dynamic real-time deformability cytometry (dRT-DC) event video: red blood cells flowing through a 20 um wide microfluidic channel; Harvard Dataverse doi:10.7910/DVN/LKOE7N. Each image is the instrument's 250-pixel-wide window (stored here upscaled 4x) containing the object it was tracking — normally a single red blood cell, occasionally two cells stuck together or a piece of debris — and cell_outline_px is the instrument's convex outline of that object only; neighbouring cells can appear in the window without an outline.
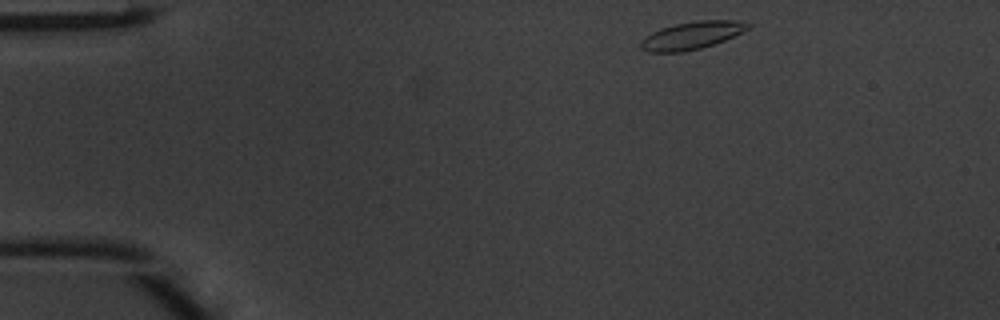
{"species": "common noctule bat (a hibernating species)", "species_latin": "Nyctalus noctula", "temperature_condition": "warm", "stored_images_in_passage": 42, "camera_frame_rate_fps": 3000, "um_per_image_px": 0.085, "animal": {"sex": "male", "body_mass_g": 20.1, "forearm_length_mm": 53.5}, "frame": {"image": 1, "passage_image": 1, "time_ms": 0.0, "image_size_px": [1000, 320], "cell_outline_px": [[752, 24], [748, 28], [724, 40], [700, 48], [684, 52], [648, 52], [640, 48], [640, 40], [652, 32], [660, 28], [676, 24], [696, 20], [736, 20]], "centroid_in_image_um": [58.75, 3.01], "position_along_channel_um": 26.3, "area_um2": 17.11}}
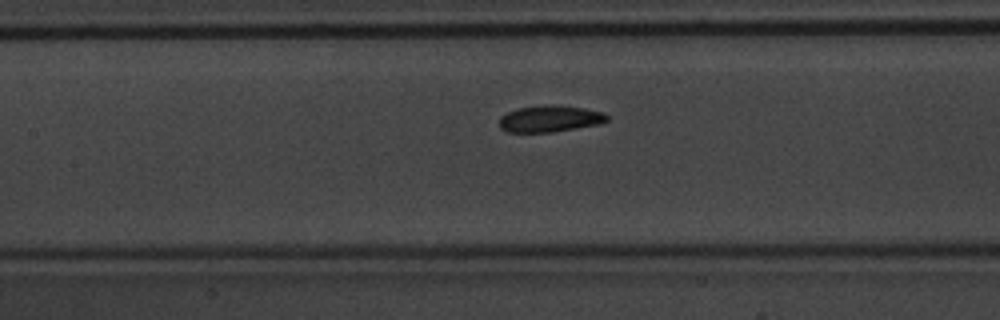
{"frame": {"image": 2, "passage_image": 16, "time_ms": 5.0, "image_size_px": [1000, 320], "cell_outline_px": [[608, 120], [600, 124], [552, 132], [508, 132], [500, 128], [500, 116], [516, 108], [552, 104], [560, 104], [584, 108], [604, 112], [608, 116]], "centroid_in_image_um": [46.76, 10.08], "position_along_channel_um": 160.6, "area_um2": 16.82}}
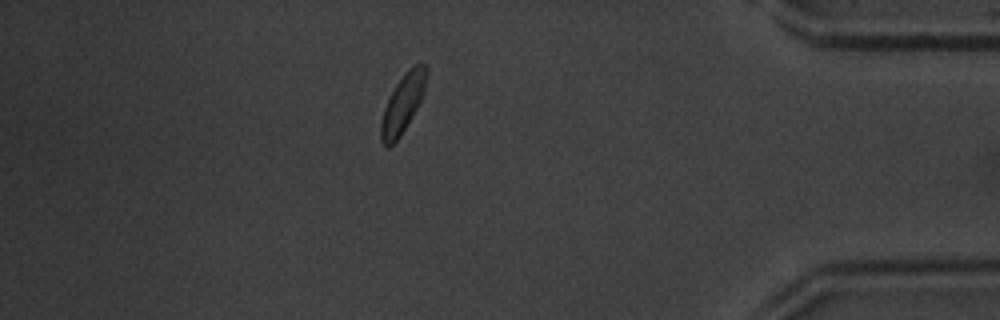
{"frame": {"image": 3, "passage_image": 36, "time_ms": 11.667, "image_size_px": [1000, 320], "cell_outline_px": [[428, 72], [424, 92], [416, 108], [400, 136], [388, 148], [384, 148], [380, 140], [380, 124], [384, 108], [396, 84], [404, 72], [408, 68], [416, 64], [424, 64], [428, 68]], "centroid_in_image_um": [34.22, 8.8], "position_along_channel_um": 401.0, "area_um2": 15.37}, "authors_computed_cell_mechanics": {"area_um2": 16.5308, "velocity_mm_per_s": 4.1405, "shape_relaxation_time_tau1_ms": 4.1132, "shape_relaxation_time_tau2_ms": 2.0081, "deformation_change_tau1": 0.1353, "deformation_change_tau2": 0.0685}}